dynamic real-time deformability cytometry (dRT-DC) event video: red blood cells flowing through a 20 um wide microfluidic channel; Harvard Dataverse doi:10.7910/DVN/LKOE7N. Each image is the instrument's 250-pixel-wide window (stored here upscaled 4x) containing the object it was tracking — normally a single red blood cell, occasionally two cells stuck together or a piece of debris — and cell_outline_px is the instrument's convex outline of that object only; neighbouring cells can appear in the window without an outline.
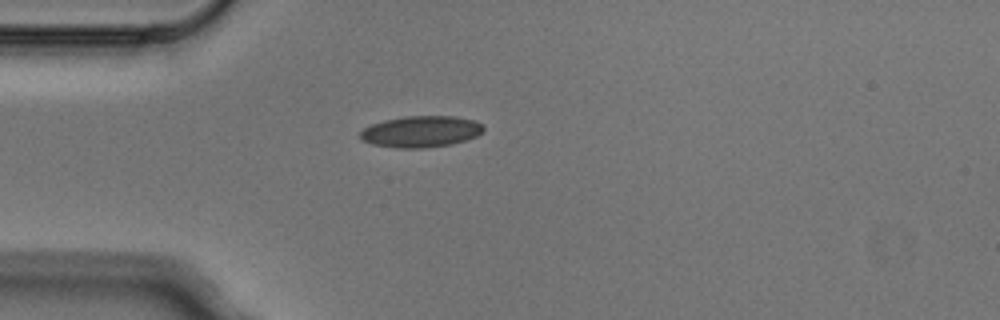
{"species": "Egyptian fruit bat (a non-hibernating species)", "species_latin": "Rousettus aegyptiacus", "temperature_condition": "cold", "stored_images_in_passage": 2, "camera_frame_rate_fps": 3000, "um_per_image_px": 0.085, "animal": {"sex": "male"}, "frame": {"image": 1, "passage_image": 1, "time_ms": 0.0, "image_size_px": [1000, 320], "cell_outline_px": [[484, 132], [476, 136], [452, 144], [424, 148], [396, 148], [372, 144], [360, 140], [360, 132], [364, 128], [372, 124], [384, 120], [404, 116], [456, 116], [476, 120], [484, 128]], "centroid_in_image_um": [35.78, 11.18], "position_along_channel_um": 49.2, "area_um2": 22.66}}